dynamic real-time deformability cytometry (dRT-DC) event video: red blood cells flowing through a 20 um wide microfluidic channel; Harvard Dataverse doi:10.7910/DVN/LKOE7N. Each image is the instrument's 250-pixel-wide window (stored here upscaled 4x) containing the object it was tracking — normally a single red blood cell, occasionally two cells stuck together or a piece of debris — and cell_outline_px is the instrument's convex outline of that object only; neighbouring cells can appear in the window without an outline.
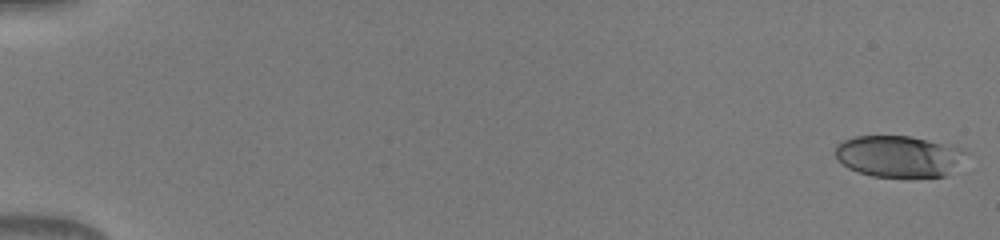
{"species": "human", "species_latin": "Homo sapiens", "temperature_condition": "warm", "stored_images_in_passage": 50, "camera_frame_rate_fps": 3000, "um_per_image_px": 0.085, "donor": {"sex": "male"}, "frame": {"image": 1, "passage_image": 1, "time_ms": 0.0, "image_size_px": [1000, 240], "cell_outline_px": [[972, 152], [944, 176], [908, 180], [872, 176], [856, 172], [848, 168], [836, 160], [836, 144], [844, 140], [856, 136], [912, 136], [960, 148]], "centroid_in_image_um": [76.39, 13.33], "position_along_channel_um": 8.6, "area_um2": 32.48}}
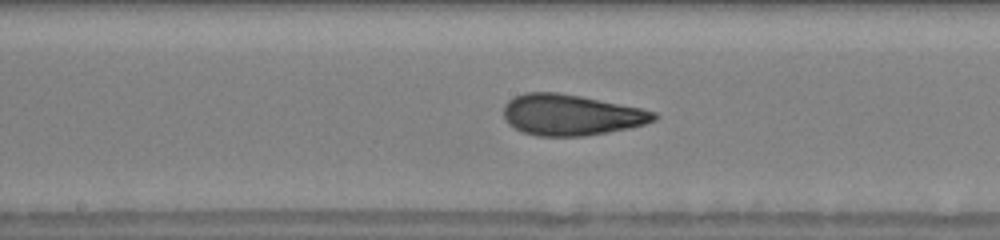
{"frame": {"image": 2, "passage_image": 28, "time_ms": 9.0, "image_size_px": [1000, 240], "cell_outline_px": [[660, 116], [656, 120], [632, 128], [584, 136], [536, 136], [524, 132], [508, 124], [504, 116], [504, 104], [508, 100], [524, 92], [556, 92], [580, 96], [644, 108], [656, 112]], "centroid_in_image_um": [48.58, 9.76], "position_along_channel_um": 199.6, "area_um2": 36.13}}
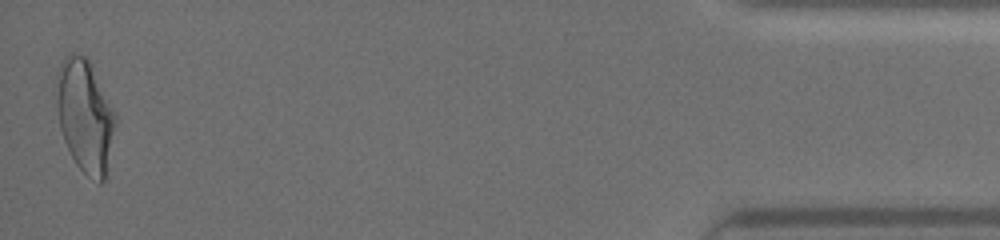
{"frame": {"image": 3, "passage_image": 50, "time_ms": 16.333, "image_size_px": [1000, 240], "cell_outline_px": [[116, 124], [104, 180], [100, 184], [88, 176], [76, 164], [64, 140], [60, 128], [56, 108], [56, 72], [64, 56], [72, 52], [84, 56], [88, 60], [116, 116]], "centroid_in_image_um": [7.19, 9.83], "position_along_channel_um": 428.0, "area_um2": 38.26}}